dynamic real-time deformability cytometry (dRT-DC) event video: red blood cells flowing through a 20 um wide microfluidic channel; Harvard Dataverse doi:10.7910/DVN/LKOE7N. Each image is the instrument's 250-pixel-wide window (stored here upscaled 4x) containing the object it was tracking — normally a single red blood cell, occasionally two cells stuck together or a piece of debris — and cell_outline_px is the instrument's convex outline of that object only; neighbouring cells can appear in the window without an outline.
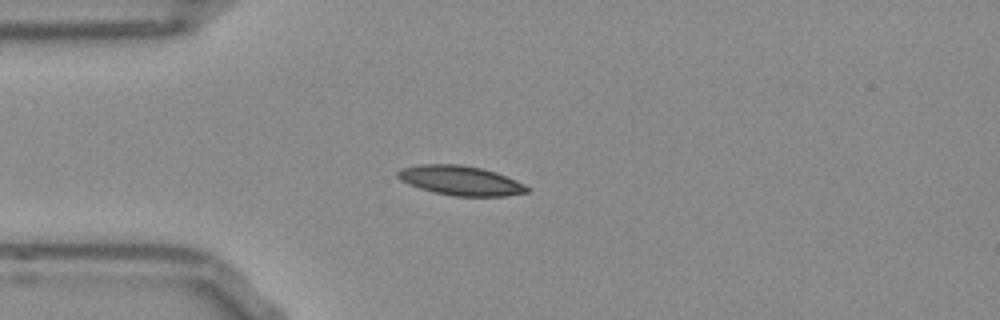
{"species": "Egyptian fruit bat (a non-hibernating species)", "species_latin": "Rousettus aegyptiacus", "temperature_condition": "room temperature", "stored_images_in_passage": 40, "camera_frame_rate_fps": 3000, "um_per_image_px": 0.085, "frame": {"image": 1, "passage_image": 1, "time_ms": 0.0, "image_size_px": [1000, 320], "cell_outline_px": [[528, 192], [504, 196], [452, 196], [432, 192], [408, 184], [400, 180], [396, 176], [396, 172], [400, 168], [416, 164], [460, 164], [480, 168], [496, 172], [516, 180], [524, 184], [528, 188]], "centroid_in_image_um": [39.08, 15.34], "position_along_channel_um": 45.9, "area_um2": 22.37}}
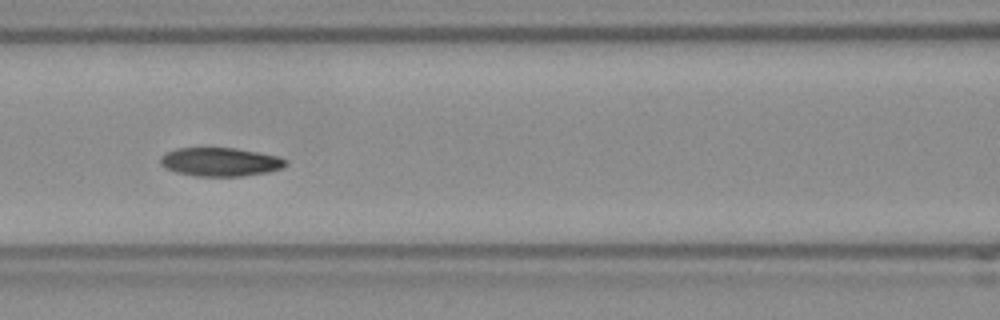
{"frame": {"image": 2, "passage_image": 10, "time_ms": 3.0, "image_size_px": [1000, 320], "cell_outline_px": [[288, 164], [280, 168], [268, 172], [244, 176], [196, 176], [176, 172], [164, 168], [160, 164], [160, 156], [176, 148], [236, 148], [276, 156], [288, 160]], "centroid_in_image_um": [18.7, 13.77], "position_along_channel_um": 147.9, "area_um2": 20.87}}
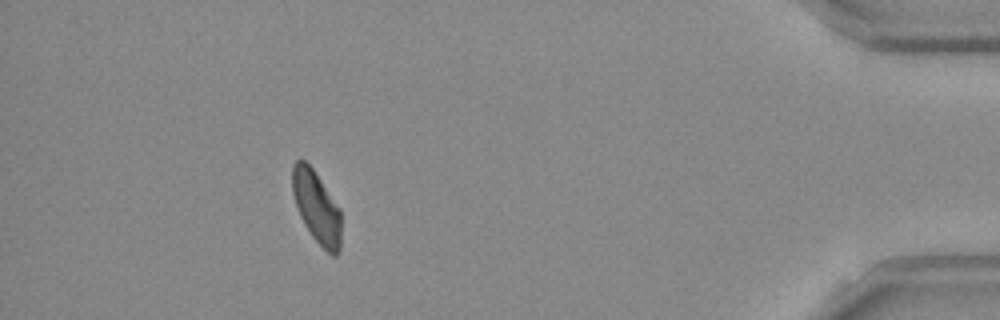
{"frame": {"image": 3, "passage_image": 35, "time_ms": 11.333, "image_size_px": [1000, 320], "cell_outline_px": [[340, 252], [336, 256], [332, 256], [312, 236], [304, 224], [300, 216], [292, 192], [292, 164], [296, 160], [304, 160], [312, 168], [340, 208]], "centroid_in_image_um": [26.9, 17.6], "position_along_channel_um": 408.3, "area_um2": 20.29}, "authors_computed_cell_mechanics": {"area_um2": 20.8947, "velocity_mm_per_s": 3.8394, "shape_relaxation_time_tau1_ms": 5.686, "shape_relaxation_time_tau2_ms": null, "deformation_change_tau1": 0.1451, "deformation_change_tau2": null}}